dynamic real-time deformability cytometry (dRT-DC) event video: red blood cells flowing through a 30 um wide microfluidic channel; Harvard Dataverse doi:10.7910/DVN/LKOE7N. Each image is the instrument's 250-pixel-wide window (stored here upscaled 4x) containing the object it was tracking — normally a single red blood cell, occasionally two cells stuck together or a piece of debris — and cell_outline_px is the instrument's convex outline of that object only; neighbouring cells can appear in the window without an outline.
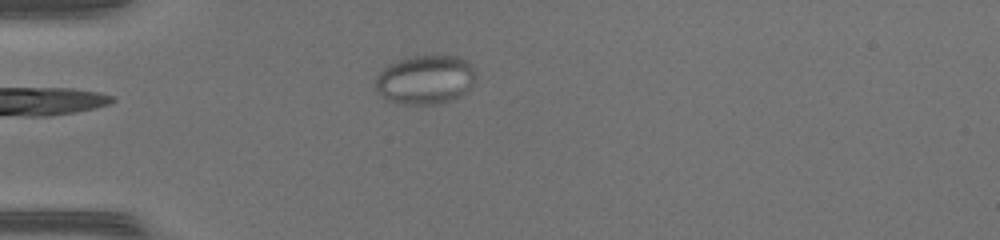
{"species": "common noctule bat (a hibernating species)", "species_latin": "Nyctalus noctula", "temperature_condition": "warm", "stored_images_in_passage": 36, "camera_frame_rate_fps": 3000, "um_per_image_px": 0.085, "animal": {"sex": "female", "body_mass_g": 17.0, "forearm_length_mm": 48.0}, "frame": {"image": 1, "passage_image": 1, "time_ms": 0.0, "image_size_px": [1000, 240], "cell_outline_px": [[476, 76], [472, 84], [460, 96], [452, 100], [440, 104], [396, 104], [384, 100], [376, 92], [376, 76], [384, 68], [408, 56], [460, 56], [472, 64], [476, 68]], "centroid_in_image_um": [36.15, 6.79], "position_along_channel_um": 48.8, "area_um2": 29.02}}
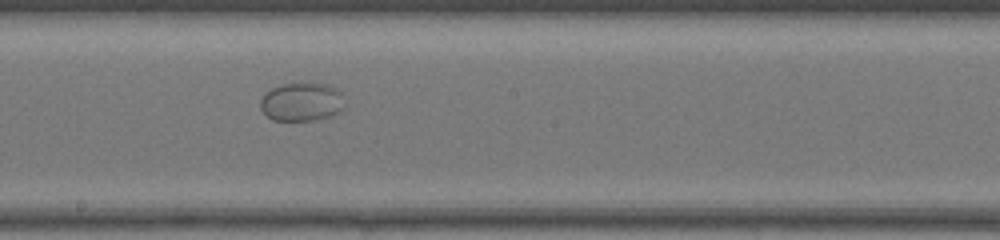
{"frame": {"image": 2, "passage_image": 15, "time_ms": 4.667, "image_size_px": [1000, 240], "cell_outline_px": [[344, 108], [340, 112], [328, 116], [312, 120], [272, 120], [260, 108], [260, 100], [264, 92], [272, 88], [284, 84], [328, 84], [336, 88], [340, 92]], "centroid_in_image_um": [25.62, 8.66], "position_along_channel_um": 222.6, "area_um2": 18.67}}
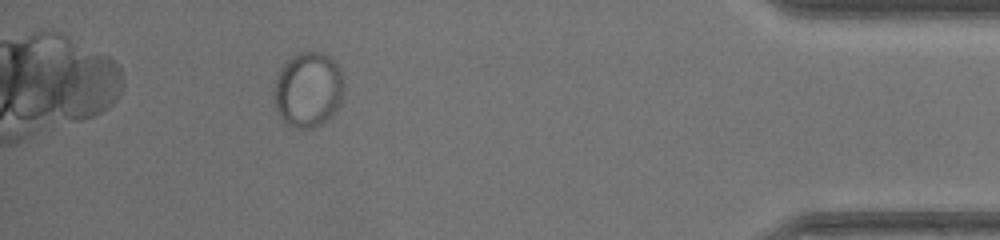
{"frame": {"image": 3, "passage_image": 32, "time_ms": 10.333, "image_size_px": [1000, 240], "cell_outline_px": [[344, 100], [332, 116], [328, 120], [316, 128], [296, 128], [288, 124], [280, 116], [276, 108], [276, 76], [284, 60], [296, 52], [312, 48], [324, 52], [340, 68], [344, 76]], "centroid_in_image_um": [26.25, 7.56], "position_along_channel_um": 408.9, "area_um2": 31.56}}